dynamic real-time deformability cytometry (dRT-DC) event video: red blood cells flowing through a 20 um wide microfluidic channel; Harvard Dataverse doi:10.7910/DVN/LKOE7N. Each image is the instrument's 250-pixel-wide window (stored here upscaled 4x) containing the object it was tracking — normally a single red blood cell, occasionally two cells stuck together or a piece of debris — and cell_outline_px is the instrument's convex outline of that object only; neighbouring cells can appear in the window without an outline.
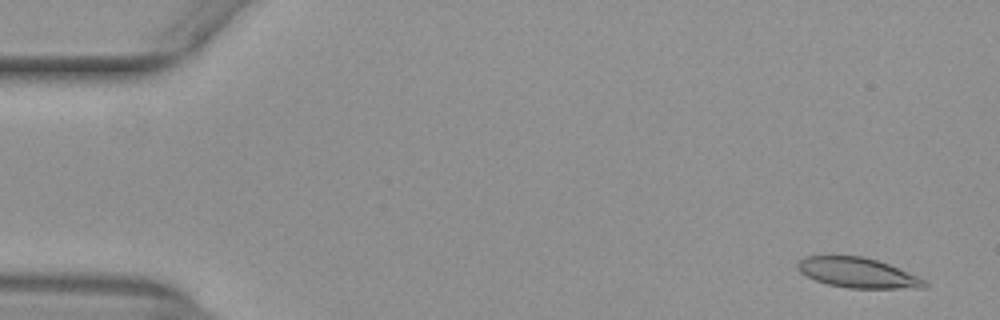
{"species": "common noctule bat (a hibernating species)", "species_latin": "Nyctalus noctula", "temperature_condition": "warm", "stored_images_in_passage": 15, "camera_frame_rate_fps": 3000, "um_per_image_px": 0.085, "animal": {"sex": "female", "body_mass_g": 29.2, "forearm_length_mm": 56.3}, "frame": {"image": 1, "passage_image": 3, "time_ms": 0.667, "image_size_px": [1000, 320], "cell_outline_px": [[928, 284], [924, 288], [848, 288], [828, 284], [816, 280], [800, 272], [796, 268], [796, 264], [804, 256], [864, 256], [888, 264], [916, 276], [924, 280]], "centroid_in_image_um": [72.87, 23.18], "position_along_channel_um": 12.1, "area_um2": 21.96}}
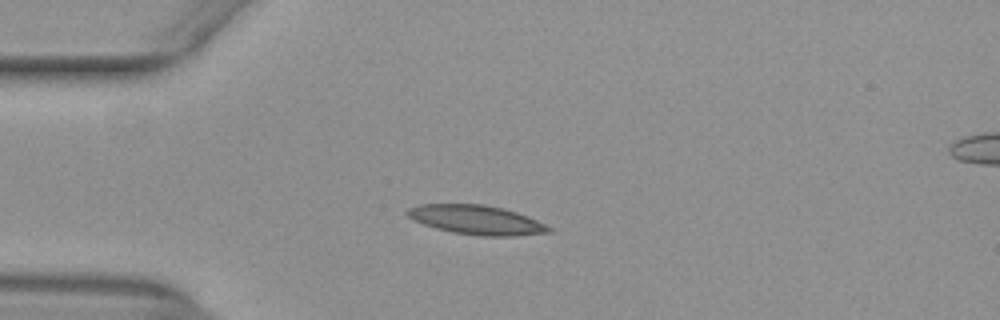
{"frame": {"image": 2, "passage_image": 14, "time_ms": 4.333, "image_size_px": [1000, 320], "cell_outline_px": [[552, 232], [516, 236], [480, 236], [452, 232], [436, 228], [412, 220], [404, 212], [408, 208], [420, 204], [484, 204], [504, 208], [528, 216], [552, 228]], "centroid_in_image_um": [40.49, 18.69], "position_along_channel_um": 44.5, "area_um2": 24.22}}